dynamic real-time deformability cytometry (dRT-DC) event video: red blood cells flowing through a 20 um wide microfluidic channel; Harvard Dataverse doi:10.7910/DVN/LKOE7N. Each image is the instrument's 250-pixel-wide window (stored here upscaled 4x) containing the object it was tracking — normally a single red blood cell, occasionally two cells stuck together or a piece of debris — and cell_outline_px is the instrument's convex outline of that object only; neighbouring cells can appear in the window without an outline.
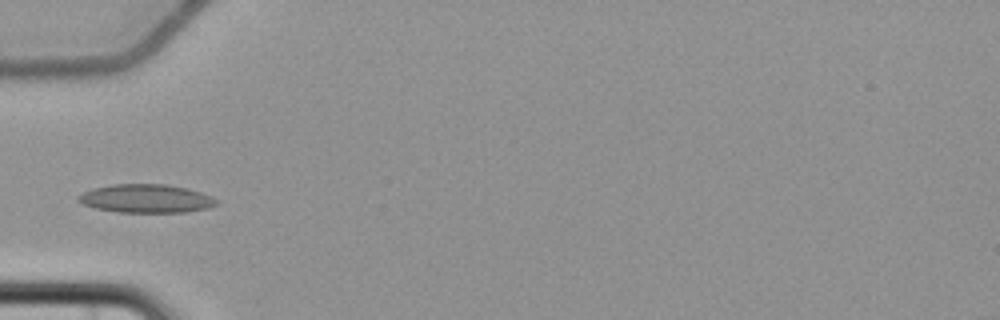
{"species": "common noctule bat (a hibernating species)", "species_latin": "Nyctalus noctula", "temperature_condition": "cold", "stored_images_in_passage": 6, "camera_frame_rate_fps": 3000, "um_per_image_px": 0.085, "animal": {"sex": "female", "body_mass_g": 22.7, "forearm_length_mm": 54.2}, "frame": {"image": 1, "passage_image": 6, "time_ms": 6.667, "image_size_px": [1000, 320], "cell_outline_px": [[216, 204], [208, 208], [184, 212], [116, 212], [96, 208], [84, 204], [76, 200], [76, 196], [92, 188], [112, 184], [164, 184], [188, 188], [200, 192], [216, 200]], "centroid_in_image_um": [12.36, 16.87], "position_along_channel_um": 72.6, "area_um2": 22.77}}